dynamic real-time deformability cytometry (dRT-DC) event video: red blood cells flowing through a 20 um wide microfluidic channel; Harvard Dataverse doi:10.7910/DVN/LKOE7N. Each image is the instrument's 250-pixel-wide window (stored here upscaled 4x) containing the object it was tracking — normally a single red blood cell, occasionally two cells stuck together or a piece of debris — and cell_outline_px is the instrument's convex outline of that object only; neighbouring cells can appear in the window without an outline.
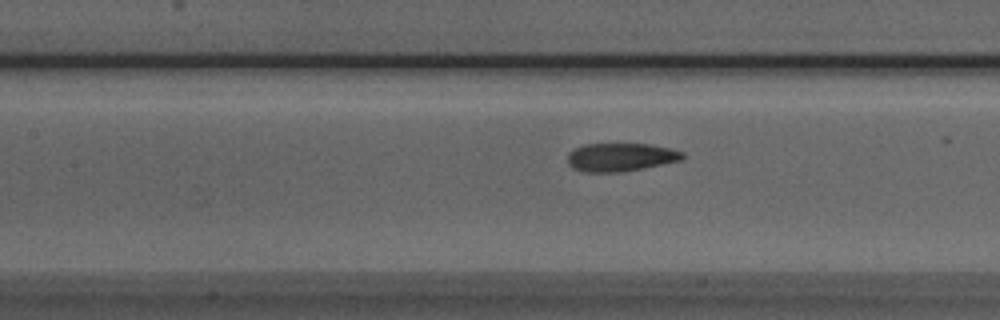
{"species": "Egyptian fruit bat (a non-hibernating species)", "species_latin": "Rousettus aegyptiacus", "temperature_condition": "room temperature", "stored_images_in_passage": 21, "camera_frame_rate_fps": 3000, "um_per_image_px": 0.085, "animal": {"sex": "male"}, "frame": {"image": 1, "passage_image": 18, "time_ms": 5.667, "image_size_px": [1000, 320], "cell_outline_px": [[684, 156], [680, 160], [644, 168], [624, 172], [584, 172], [572, 168], [568, 164], [568, 152], [584, 144], [648, 144], [668, 148], [684, 152]], "centroid_in_image_um": [52.72, 13.37], "position_along_channel_um": 154.7, "area_um2": 18.9}}